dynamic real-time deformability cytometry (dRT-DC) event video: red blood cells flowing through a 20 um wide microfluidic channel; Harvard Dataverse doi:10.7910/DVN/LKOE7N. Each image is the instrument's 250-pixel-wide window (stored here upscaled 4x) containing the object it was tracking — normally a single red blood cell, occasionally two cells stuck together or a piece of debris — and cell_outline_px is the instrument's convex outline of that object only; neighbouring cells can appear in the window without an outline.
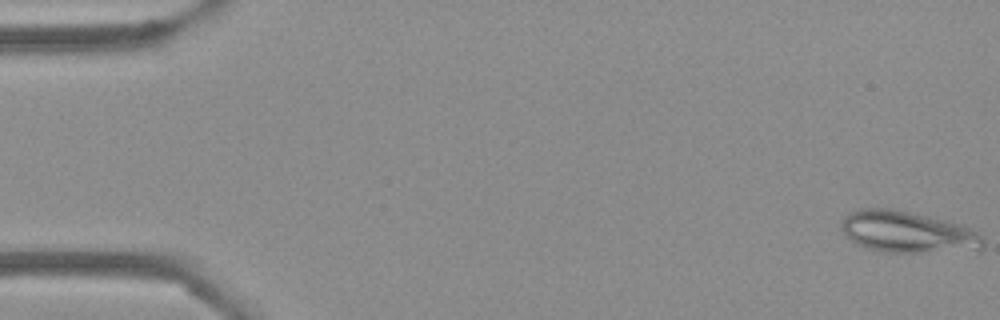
{"species": "Egyptian fruit bat (a non-hibernating species)", "species_latin": "Rousettus aegyptiacus", "temperature_condition": "cold", "stored_images_in_passage": 54, "camera_frame_rate_fps": 3000, "um_per_image_px": 0.085, "frame": {"image": 1, "passage_image": 1, "time_ms": 0.0, "image_size_px": [1000, 320], "cell_outline_px": [[984, 248], [980, 252], [884, 252], [868, 248], [856, 244], [840, 228], [840, 224], [844, 216], [848, 212], [860, 208], [892, 208], [928, 216], [960, 224], [976, 232], [984, 240]], "centroid_in_image_um": [77.18, 19.74], "position_along_channel_um": 7.8, "area_um2": 34.68}}
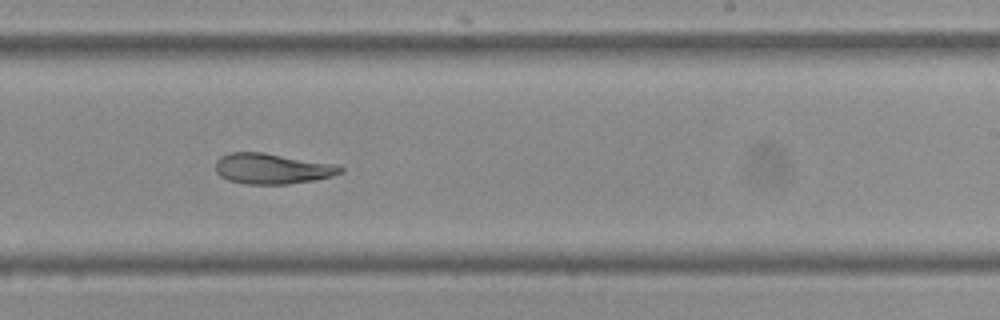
{"frame": {"image": 2, "passage_image": 33, "time_ms": 10.667, "image_size_px": [1000, 320], "cell_outline_px": [[344, 172], [332, 176], [312, 180], [288, 184], [244, 184], [228, 180], [220, 176], [216, 172], [216, 160], [220, 156], [228, 152], [264, 152], [340, 164], [344, 168]], "centroid_in_image_um": [23.16, 14.32], "position_along_channel_um": 265.8, "area_um2": 22.66}}
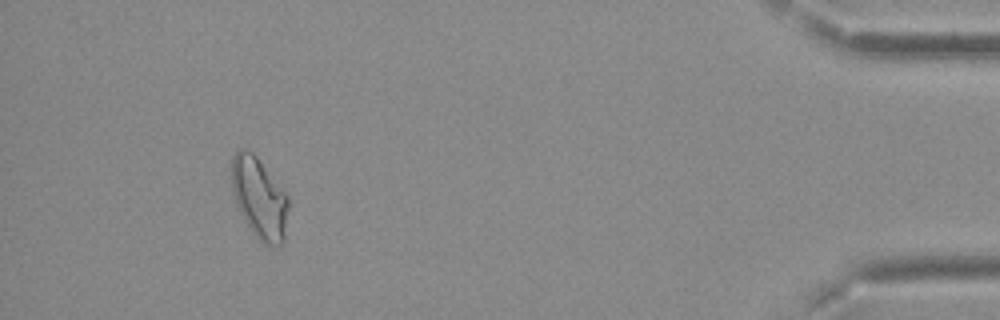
{"frame": {"image": 3, "passage_image": 50, "time_ms": 16.333, "image_size_px": [1000, 320], "cell_outline_px": [[288, 208], [284, 240], [280, 244], [264, 244], [252, 232], [244, 220], [236, 204], [232, 188], [232, 156], [240, 148], [248, 148], [256, 156], [288, 196]], "centroid_in_image_um": [22.03, 16.81], "position_along_channel_um": 413.2, "area_um2": 26.47}, "authors_computed_cell_mechanics": {"area_um2": 24.6517, "velocity_mm_per_s": 3.7324, "shape_relaxation_time_tau1_ms": 11.1935, "shape_relaxation_time_tau2_ms": 9.5237, "deformation_change_tau1": 0.2256, "deformation_change_tau2": 0.1338}}